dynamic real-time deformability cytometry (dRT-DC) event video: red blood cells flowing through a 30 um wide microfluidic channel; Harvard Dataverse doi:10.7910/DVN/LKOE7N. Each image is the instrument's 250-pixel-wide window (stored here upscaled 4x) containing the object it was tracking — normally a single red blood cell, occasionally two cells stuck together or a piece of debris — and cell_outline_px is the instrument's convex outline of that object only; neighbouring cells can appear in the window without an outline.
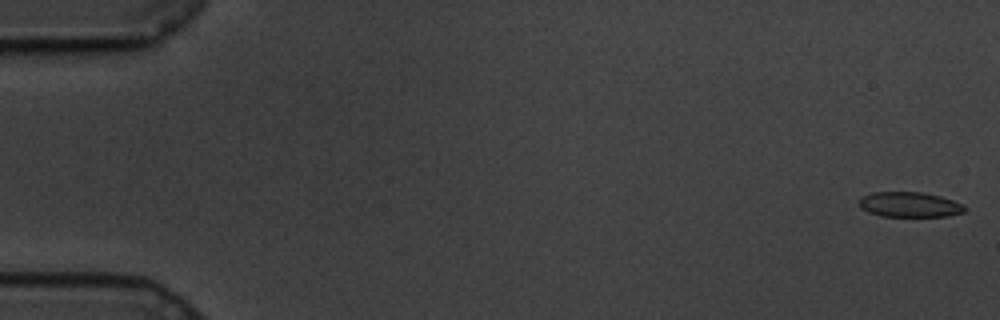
{"species": "common noctule bat (a hibernating species)", "species_latin": "Nyctalus noctula", "temperature_condition": "cold", "stored_images_in_passage": 59, "camera_frame_rate_fps": 3000, "um_per_image_px": 0.085, "animal": {"sex": "male", "body_mass_g": 19.5, "forearm_length_mm": 54.6}, "frame": {"image": 1, "passage_image": 1, "time_ms": 0.0, "image_size_px": [1000, 320], "cell_outline_px": [[964, 212], [948, 216], [880, 216], [868, 212], [860, 208], [860, 200], [864, 196], [872, 192], [920, 192], [940, 196], [952, 200], [960, 204], [964, 208]], "centroid_in_image_um": [77.28, 17.39], "position_along_channel_um": 7.7, "area_um2": 15.2}}
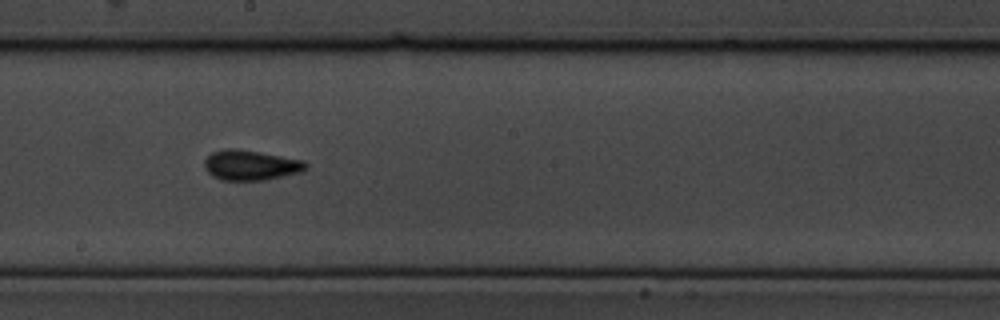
{"frame": {"image": 2, "passage_image": 33, "time_ms": 10.667, "image_size_px": [1000, 320], "cell_outline_px": [[308, 168], [300, 172], [264, 180], [224, 180], [212, 176], [204, 168], [204, 160], [212, 152], [224, 148], [236, 148], [304, 160], [308, 164]], "centroid_in_image_um": [21.3, 14.03], "position_along_channel_um": 226.9, "area_um2": 17.8}}
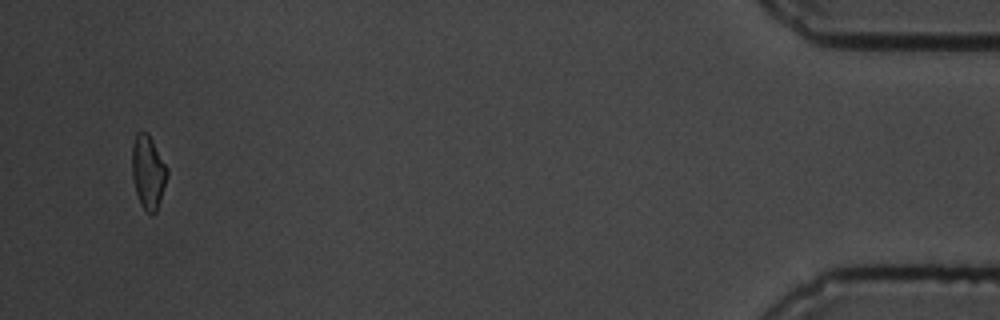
{"frame": {"image": 3, "passage_image": 57, "time_ms": 18.667, "image_size_px": [1000, 320], "cell_outline_px": [[168, 176], [156, 212], [152, 216], [140, 204], [136, 192], [132, 176], [132, 144], [136, 132], [148, 132], [168, 168]], "centroid_in_image_um": [12.59, 14.61], "position_along_channel_um": 422.6, "area_um2": 15.14}, "authors_computed_cell_mechanics": {"area_um2": 16.2418, "velocity_mm_per_s": 3.4103, "shape_relaxation_time_tau1_ms": 4.4361, "shape_relaxation_time_tau2_ms": 2.3585, "deformation_change_tau1": 0.1123, "deformation_change_tau2": 0.0843}}